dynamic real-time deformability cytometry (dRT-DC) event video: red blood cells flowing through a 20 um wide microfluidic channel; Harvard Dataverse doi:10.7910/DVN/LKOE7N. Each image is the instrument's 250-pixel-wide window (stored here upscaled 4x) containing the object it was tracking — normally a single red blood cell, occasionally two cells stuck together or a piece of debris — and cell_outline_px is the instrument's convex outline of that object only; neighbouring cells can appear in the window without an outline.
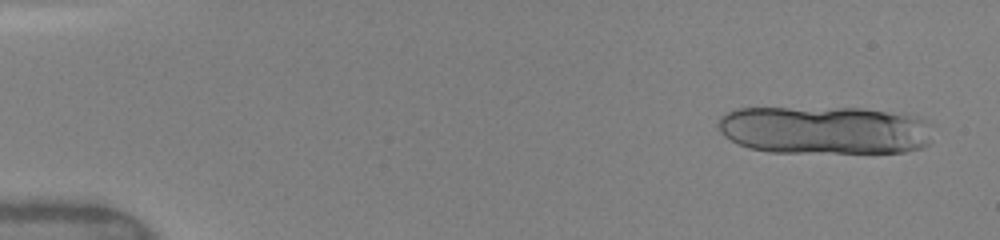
{"species": "human", "species_latin": "Homo sapiens", "temperature_condition": "warm", "stored_images_in_passage": 28, "segment_of_instrument_passage": [1, 2], "camera_frame_rate_fps": 3000, "um_per_image_px": 0.085, "donor": {"sex": "female"}, "frame": {"image": 1, "passage_image": 4, "time_ms": 0.667, "image_size_px": [1000, 240], "cell_outline_px": [[932, 124], [928, 144], [924, 148], [904, 152], [768, 152], [748, 148], [724, 136], [716, 128], [716, 124], [720, 116], [736, 108], [860, 108], [916, 116]], "centroid_in_image_um": [70.07, 11.06], "position_along_channel_um": 14.9, "area_um2": 60.69}}